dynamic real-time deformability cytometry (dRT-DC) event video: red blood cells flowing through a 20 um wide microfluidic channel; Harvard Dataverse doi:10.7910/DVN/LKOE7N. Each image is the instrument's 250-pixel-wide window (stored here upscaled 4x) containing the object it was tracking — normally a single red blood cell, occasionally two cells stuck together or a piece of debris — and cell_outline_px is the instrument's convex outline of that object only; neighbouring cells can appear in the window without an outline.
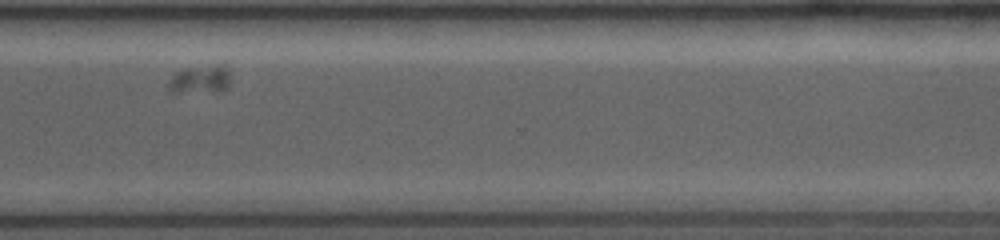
{"species": "common noctule bat (a hibernating species)", "species_latin": "Nyctalus noctula", "temperature_condition": "room temperature", "stored_images_in_passage": 10, "camera_frame_rate_fps": 4000, "um_per_image_px": 0.085, "animal": {"sex": "female", "body_mass_g": 19.0, "forearm_length_mm": 53.3}, "frame": {"image": 1, "passage_image": 9, "time_ms": 7.75, "image_size_px": [1000, 240], "cell_outline_px": [[228, 88], [220, 92], [172, 92], [168, 88], [168, 80], [176, 72], [184, 68], [216, 64], [224, 64], [228, 72]], "centroid_in_image_um": [17.01, 6.75], "position_along_channel_um": 353.6, "area_um2": 10.35}}